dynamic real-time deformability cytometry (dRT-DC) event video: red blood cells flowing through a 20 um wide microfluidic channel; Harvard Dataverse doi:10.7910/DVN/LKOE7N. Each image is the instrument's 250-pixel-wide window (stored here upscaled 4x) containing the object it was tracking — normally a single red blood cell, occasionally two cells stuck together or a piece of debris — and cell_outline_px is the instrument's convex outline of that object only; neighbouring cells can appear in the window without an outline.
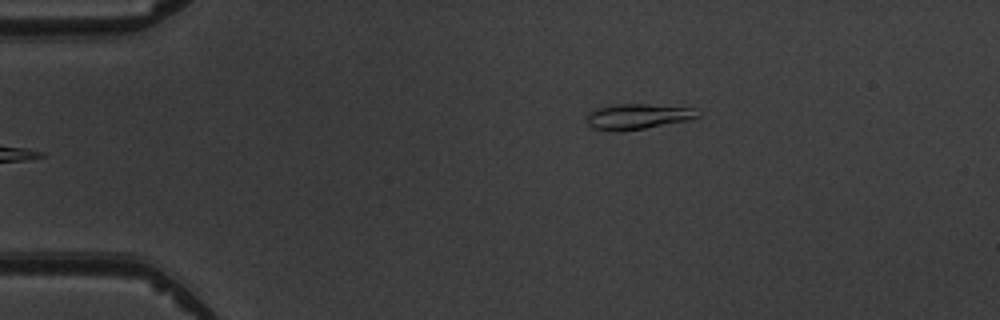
{"species": "common noctule bat (a hibernating species)", "species_latin": "Nyctalus noctula", "temperature_condition": "warm", "stored_images_in_passage": 6, "camera_frame_rate_fps": 3000, "um_per_image_px": 0.085, "animal": {"sex": "male", "body_mass_g": 19.5, "forearm_length_mm": 54.6}, "frame": {"image": 1, "passage_image": 6, "time_ms": 6.0, "image_size_px": [1000, 320], "cell_outline_px": [[704, 112], [700, 116], [688, 120], [644, 128], [592, 128], [588, 124], [588, 112], [596, 108], [616, 104], [648, 104], [696, 108]], "centroid_in_image_um": [54.33, 9.84], "position_along_channel_um": 30.7, "area_um2": 15.84}}